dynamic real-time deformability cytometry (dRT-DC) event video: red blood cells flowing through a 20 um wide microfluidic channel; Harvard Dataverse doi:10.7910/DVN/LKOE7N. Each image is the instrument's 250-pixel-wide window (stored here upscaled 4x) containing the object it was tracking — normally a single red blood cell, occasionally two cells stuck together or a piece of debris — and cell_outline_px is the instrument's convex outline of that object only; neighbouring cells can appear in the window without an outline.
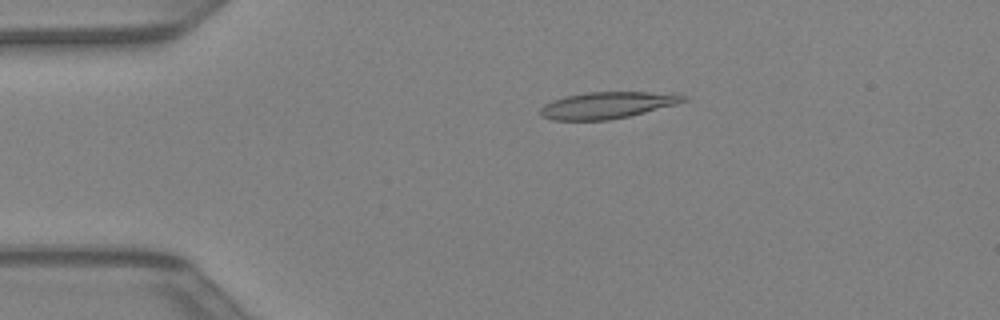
{"species": "Egyptian fruit bat (a non-hibernating species)", "species_latin": "Rousettus aegyptiacus", "temperature_condition": "warm", "stored_images_in_passage": 13, "camera_frame_rate_fps": 3000, "um_per_image_px": 0.085, "animal": {"sex": "female"}, "frame": {"image": 1, "passage_image": 9, "time_ms": 2.667, "image_size_px": [1000, 320], "cell_outline_px": [[688, 100], [676, 104], [628, 116], [608, 120], [552, 120], [540, 116], [540, 108], [544, 104], [552, 100], [564, 96], [588, 92], [648, 92], [688, 96]], "centroid_in_image_um": [51.54, 8.94], "position_along_channel_um": 33.5, "area_um2": 22.02}}